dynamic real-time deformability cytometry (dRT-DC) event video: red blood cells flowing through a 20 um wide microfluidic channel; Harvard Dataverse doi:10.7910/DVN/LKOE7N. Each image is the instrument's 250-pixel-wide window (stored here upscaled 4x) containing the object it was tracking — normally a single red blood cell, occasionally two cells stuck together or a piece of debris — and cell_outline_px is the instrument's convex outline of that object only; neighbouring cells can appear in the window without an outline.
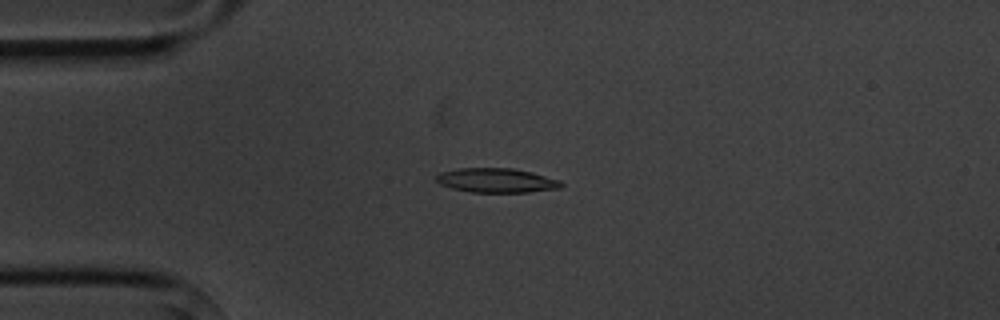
{"species": "common noctule bat (a hibernating species)", "species_latin": "Nyctalus noctula", "temperature_condition": "cold", "stored_images_in_passage": 9, "camera_frame_rate_fps": 3000, "um_per_image_px": 0.085, "animal": {"sex": "male", "body_mass_g": 20.1, "forearm_length_mm": 53.5}, "frame": {"image": 1, "passage_image": 3, "time_ms": 2.333, "image_size_px": [1000, 320], "cell_outline_px": [[564, 184], [560, 188], [528, 192], [472, 192], [452, 188], [440, 184], [436, 180], [436, 176], [440, 172], [460, 168], [512, 168], [532, 172], [560, 180]], "centroid_in_image_um": [42.21, 15.33], "position_along_channel_um": 42.8, "area_um2": 17.69}}
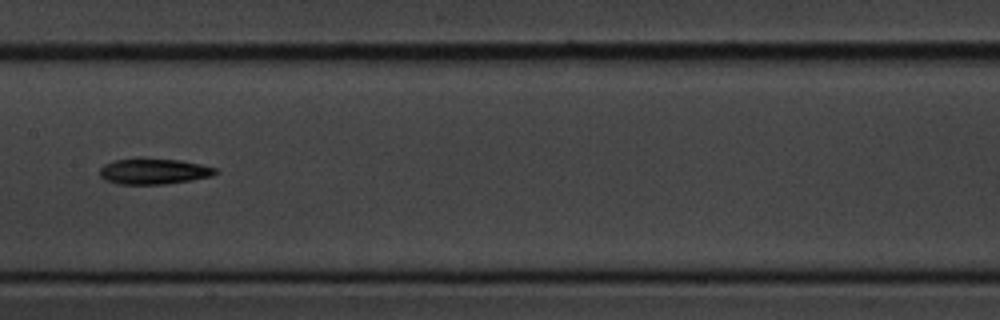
{"frame": {"image": 2, "passage_image": 7, "time_ms": 7.0, "image_size_px": [1000, 320], "cell_outline_px": [[220, 172], [212, 176], [192, 180], [164, 184], [120, 184], [104, 180], [100, 176], [100, 168], [104, 164], [116, 160], [140, 156], [180, 160], [200, 164], [216, 168]], "centroid_in_image_um": [13.07, 14.54], "position_along_channel_um": 194.3, "area_um2": 17.86}}
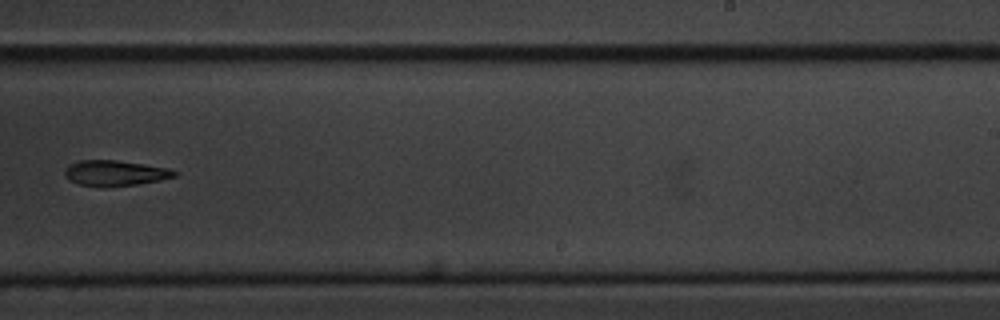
{"frame": {"image": 3, "passage_image": 9, "time_ms": 9.333, "image_size_px": [1000, 320], "cell_outline_px": [[176, 176], [160, 180], [136, 184], [80, 184], [68, 180], [64, 176], [64, 168], [68, 164], [80, 160], [116, 160], [144, 164], [168, 168], [176, 172]], "centroid_in_image_um": [9.74, 14.66], "position_along_channel_um": 279.3, "area_um2": 15.66}}